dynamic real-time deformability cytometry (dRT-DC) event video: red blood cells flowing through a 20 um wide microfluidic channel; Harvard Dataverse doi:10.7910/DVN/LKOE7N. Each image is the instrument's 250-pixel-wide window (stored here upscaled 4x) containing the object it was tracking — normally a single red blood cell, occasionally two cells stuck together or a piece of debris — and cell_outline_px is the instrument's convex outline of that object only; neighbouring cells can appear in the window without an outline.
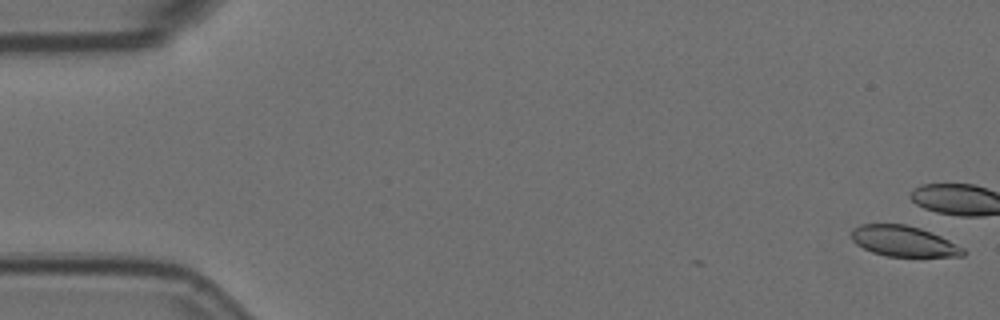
{"species": "Egyptian fruit bat (a non-hibernating species)", "species_latin": "Rousettus aegyptiacus", "temperature_condition": "room temperature", "stored_images_in_passage": 7, "camera_frame_rate_fps": 3000, "um_per_image_px": 0.085, "animal": {"sex": "female"}, "frame": {"image": 1, "passage_image": 1, "time_ms": 0.0, "image_size_px": [1000, 320], "cell_outline_px": [[968, 252], [964, 256], [888, 256], [872, 252], [856, 244], [852, 240], [852, 232], [860, 224], [904, 224], [920, 228], [940, 236], [964, 248]], "centroid_in_image_um": [76.83, 20.51], "position_along_channel_um": 8.2, "area_um2": 19.71}}